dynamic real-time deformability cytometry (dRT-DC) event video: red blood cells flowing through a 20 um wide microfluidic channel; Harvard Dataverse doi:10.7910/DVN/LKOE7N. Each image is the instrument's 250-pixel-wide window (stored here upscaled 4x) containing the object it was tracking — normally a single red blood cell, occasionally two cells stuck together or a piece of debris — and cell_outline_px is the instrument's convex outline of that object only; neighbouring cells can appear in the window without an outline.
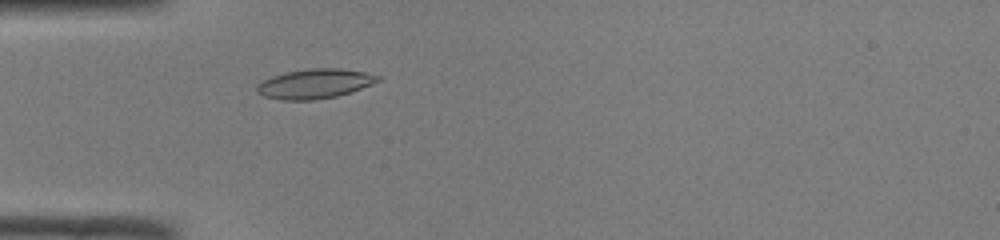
{"species": "common noctule bat (a hibernating species)", "species_latin": "Nyctalus noctula", "temperature_condition": "room temperature", "stored_images_in_passage": 42, "camera_frame_rate_fps": 3000, "um_per_image_px": 0.085, "animal": {"sex": "male", "body_mass_g": 19.0, "forearm_length_mm": 50.8}, "frame": {"image": 1, "passage_image": 8, "time_ms": 2.333, "image_size_px": [1000, 240], "cell_outline_px": [[380, 80], [372, 84], [336, 96], [312, 100], [284, 100], [264, 96], [256, 92], [256, 84], [272, 76], [284, 72], [308, 68], [340, 68], [364, 72], [380, 76]], "centroid_in_image_um": [26.71, 7.1], "position_along_channel_um": 58.3, "area_um2": 20.75}}
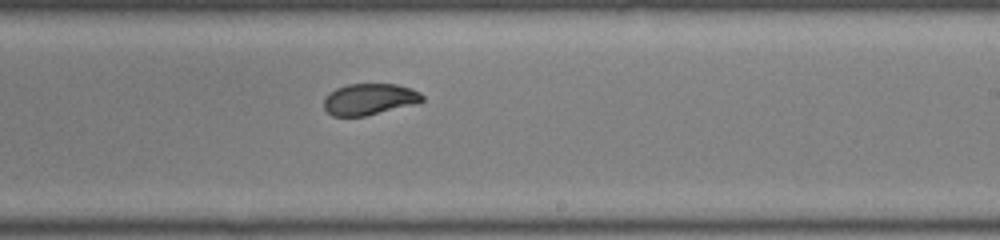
{"frame": {"image": 2, "passage_image": 23, "time_ms": 7.333, "image_size_px": [1000, 240], "cell_outline_px": [[424, 100], [412, 104], [364, 116], [332, 116], [324, 108], [324, 96], [328, 92], [336, 88], [348, 84], [396, 84], [412, 88], [420, 92], [424, 96]], "centroid_in_image_um": [31.36, 8.42], "position_along_channel_um": 257.6, "area_um2": 17.92}}
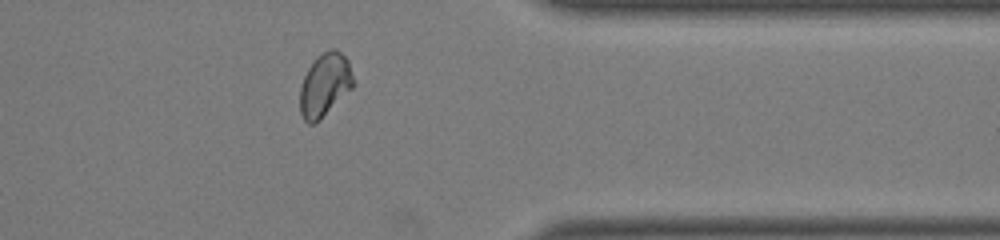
{"frame": {"image": 3, "passage_image": 33, "time_ms": 10.667, "image_size_px": [1000, 240], "cell_outline_px": [[352, 88], [320, 120], [312, 124], [308, 124], [304, 120], [300, 112], [300, 88], [304, 76], [308, 68], [324, 52], [332, 48], [336, 48], [348, 60], [352, 76]], "centroid_in_image_um": [27.59, 7.25], "position_along_channel_um": 383.8, "area_um2": 19.25}, "authors_computed_cell_mechanics": {"area_um2": 19.2185, "velocity_mm_per_s": 4.0817, "shape_relaxation_time_tau1_ms": 5.5055, "shape_relaxation_time_tau2_ms": null, "deformation_change_tau1": 0.1753, "deformation_change_tau2": null}}